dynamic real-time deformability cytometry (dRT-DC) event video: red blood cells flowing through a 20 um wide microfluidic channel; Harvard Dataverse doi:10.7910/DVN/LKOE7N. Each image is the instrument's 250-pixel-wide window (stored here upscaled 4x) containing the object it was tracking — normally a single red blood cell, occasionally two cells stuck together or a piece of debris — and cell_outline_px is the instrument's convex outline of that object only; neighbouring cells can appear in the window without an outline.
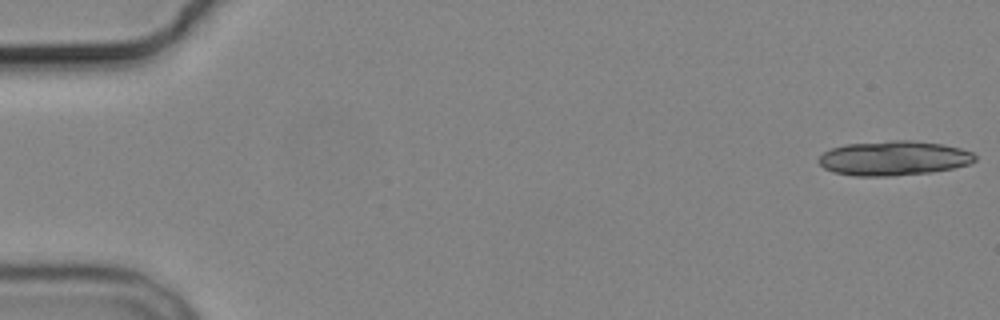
{"species": "common noctule bat (a hibernating species)", "species_latin": "Nyctalus noctula", "temperature_condition": "cold", "stored_images_in_passage": 6, "camera_frame_rate_fps": 3000, "um_per_image_px": 0.085, "animal": {"sex": "male", "body_mass_g": 19.2, "forearm_length_mm": 51.8}, "frame": {"image": 1, "passage_image": 1, "time_ms": 0.0, "image_size_px": [1000, 320], "cell_outline_px": [[976, 160], [968, 164], [952, 168], [932, 172], [896, 176], [856, 176], [832, 172], [824, 168], [816, 160], [824, 152], [832, 148], [848, 144], [892, 140], [912, 140], [940, 144], [960, 148], [972, 152], [976, 156]], "centroid_in_image_um": [75.95, 13.45], "position_along_channel_um": 9.0, "area_um2": 31.5}}
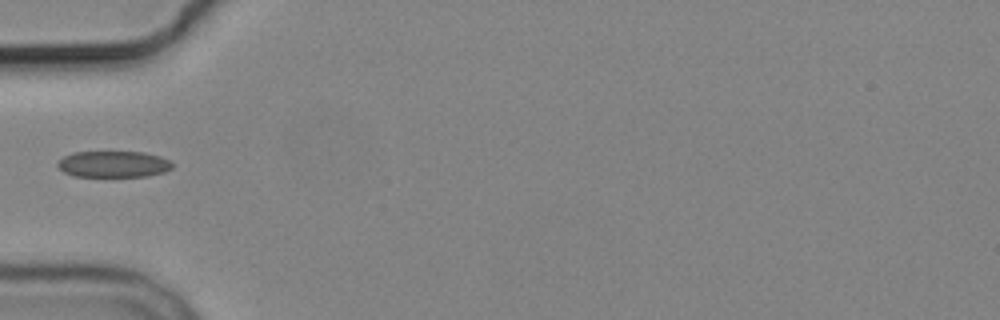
{"frame": {"image": 2, "passage_image": 6, "time_ms": 6.0, "image_size_px": [1000, 320], "cell_outline_px": [[172, 168], [164, 172], [148, 176], [72, 176], [64, 172], [56, 164], [64, 156], [72, 152], [144, 152], [160, 156], [172, 160]], "centroid_in_image_um": [9.67, 13.95], "position_along_channel_um": 75.3, "area_um2": 17.63}}